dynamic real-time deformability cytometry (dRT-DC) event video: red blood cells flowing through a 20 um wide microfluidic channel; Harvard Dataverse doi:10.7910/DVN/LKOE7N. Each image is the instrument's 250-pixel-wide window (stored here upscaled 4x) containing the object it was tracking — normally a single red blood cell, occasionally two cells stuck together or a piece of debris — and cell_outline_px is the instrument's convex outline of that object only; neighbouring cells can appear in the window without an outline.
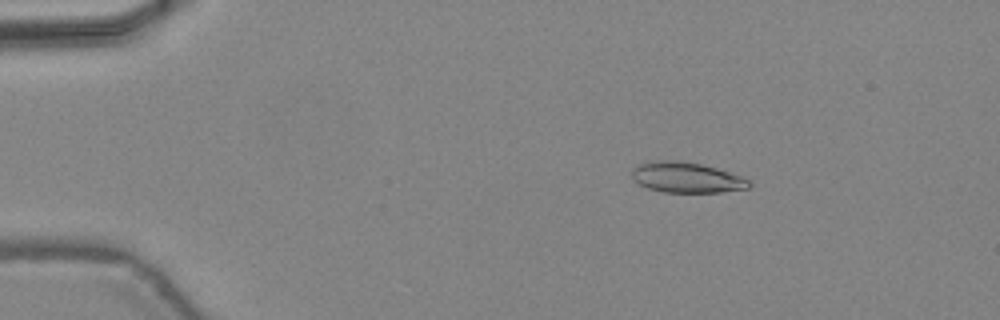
{"species": "common noctule bat (a hibernating species)", "species_latin": "Nyctalus noctula", "temperature_condition": "warm", "stored_images_in_passage": 47, "camera_frame_rate_fps": 3000, "um_per_image_px": 0.085, "animal": {"sex": "female", "body_mass_g": 24.6, "forearm_length_mm": 56.2}, "frame": {"image": 1, "passage_image": 8, "time_ms": 2.333, "image_size_px": [1000, 320], "cell_outline_px": [[752, 184], [748, 188], [720, 192], [664, 192], [648, 188], [632, 180], [632, 168], [640, 164], [660, 160], [680, 160], [700, 164], [716, 168], [752, 180]], "centroid_in_image_um": [58.36, 15.09], "position_along_channel_um": 26.6, "area_um2": 20.75}}
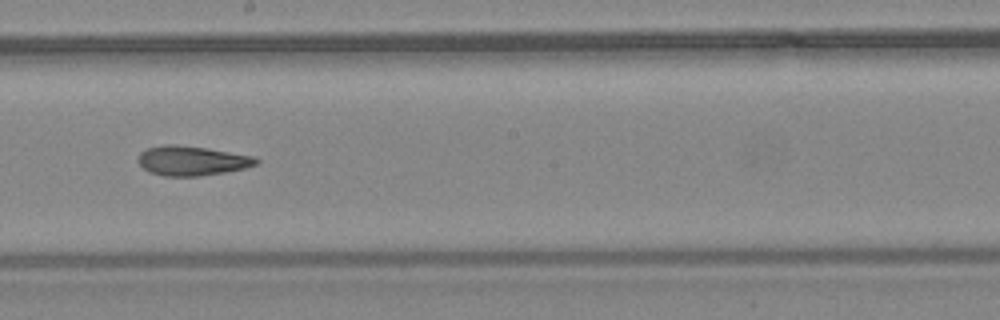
{"frame": {"image": 2, "passage_image": 27, "time_ms": 8.667, "image_size_px": [1000, 320], "cell_outline_px": [[260, 164], [244, 168], [224, 172], [200, 176], [164, 176], [148, 172], [140, 164], [140, 152], [148, 148], [168, 144], [176, 144], [208, 148], [252, 156], [260, 160]], "centroid_in_image_um": [16.34, 13.66], "position_along_channel_um": 231.9, "area_um2": 20.23}}
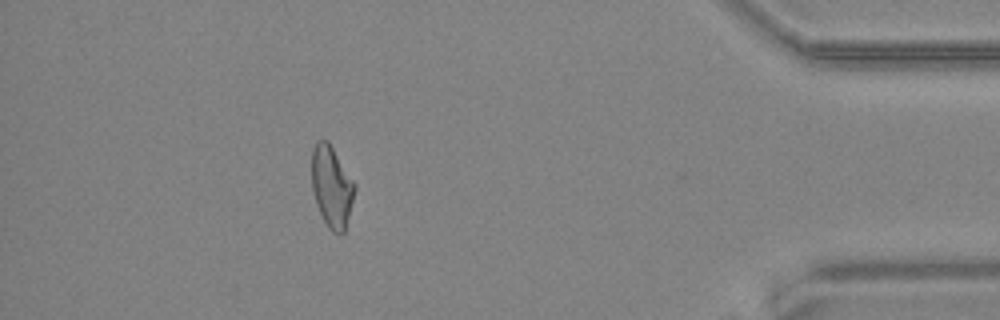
{"frame": {"image": 3, "passage_image": 42, "time_ms": 13.667, "image_size_px": [1000, 320], "cell_outline_px": [[356, 188], [344, 232], [340, 236], [332, 232], [328, 228], [316, 204], [312, 188], [312, 148], [316, 140], [328, 140], [356, 184]], "centroid_in_image_um": [28.19, 15.86], "position_along_channel_um": 407.0, "area_um2": 20.46}, "authors_computed_cell_mechanics": {"area_um2": 21.0392, "velocity_mm_per_s": 4.4611, "shape_relaxation_time_tau1_ms": null, "shape_relaxation_time_tau2_ms": 4.85, "deformation_change_tau1": null, "deformation_change_tau2": 0.149}}